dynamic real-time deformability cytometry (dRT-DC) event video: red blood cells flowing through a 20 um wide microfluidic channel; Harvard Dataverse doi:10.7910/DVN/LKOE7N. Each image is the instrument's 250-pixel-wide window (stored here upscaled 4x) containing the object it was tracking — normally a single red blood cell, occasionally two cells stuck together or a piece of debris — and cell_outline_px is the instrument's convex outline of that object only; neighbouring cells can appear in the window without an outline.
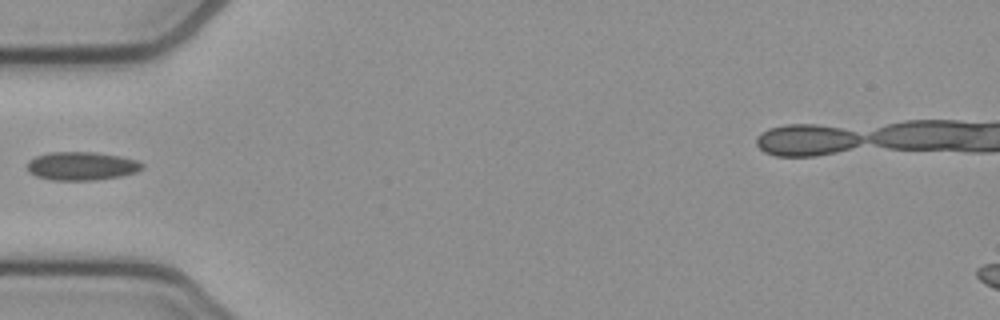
{"species": "common noctule bat (a hibernating species)", "species_latin": "Nyctalus noctula", "temperature_condition": "cold", "stored_images_in_passage": 36, "camera_frame_rate_fps": 3000, "um_per_image_px": 0.085, "animal": {"sex": "female", "body_mass_g": 21.9}, "frame": {"image": 1, "passage_image": 1, "time_ms": 0.0, "image_size_px": [1000, 320], "cell_outline_px": [[144, 168], [136, 172], [120, 176], [96, 180], [52, 180], [36, 176], [28, 172], [28, 160], [36, 156], [48, 152], [96, 152], [120, 156], [136, 160], [144, 164]], "centroid_in_image_um": [6.94, 14.11], "position_along_channel_um": 78.1, "area_um2": 19.13}}
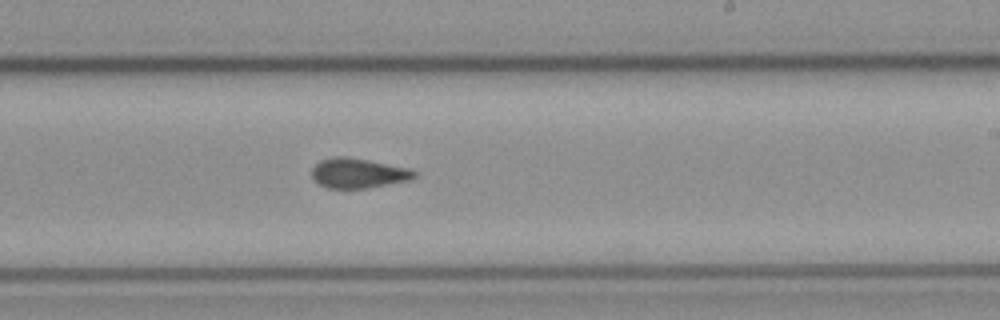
{"frame": {"image": 2, "passage_image": 15, "time_ms": 4.667, "image_size_px": [1000, 320], "cell_outline_px": [[416, 176], [408, 180], [368, 188], [328, 188], [312, 180], [312, 168], [320, 160], [332, 156], [348, 156], [408, 168], [416, 172]], "centroid_in_image_um": [30.4, 14.71], "position_along_channel_um": 258.6, "area_um2": 17.8}}
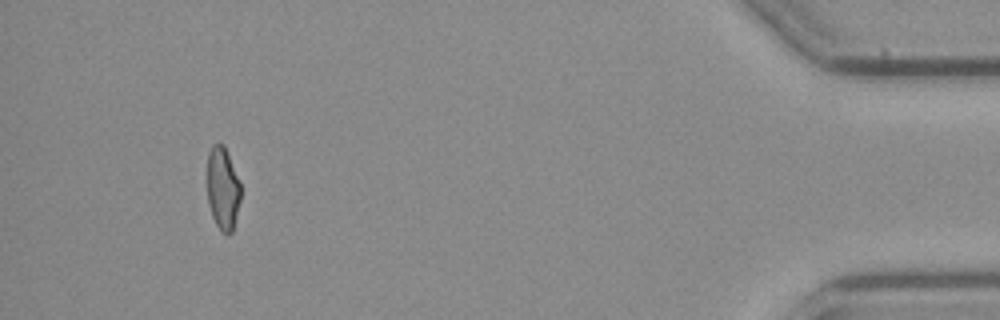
{"frame": {"image": 3, "passage_image": 33, "time_ms": 10.667, "image_size_px": [1000, 320], "cell_outline_px": [[240, 200], [232, 232], [228, 236], [216, 224], [212, 216], [208, 204], [208, 152], [212, 144], [224, 144], [240, 184]], "centroid_in_image_um": [18.93, 16.02], "position_along_channel_um": 416.3, "area_um2": 15.9}}